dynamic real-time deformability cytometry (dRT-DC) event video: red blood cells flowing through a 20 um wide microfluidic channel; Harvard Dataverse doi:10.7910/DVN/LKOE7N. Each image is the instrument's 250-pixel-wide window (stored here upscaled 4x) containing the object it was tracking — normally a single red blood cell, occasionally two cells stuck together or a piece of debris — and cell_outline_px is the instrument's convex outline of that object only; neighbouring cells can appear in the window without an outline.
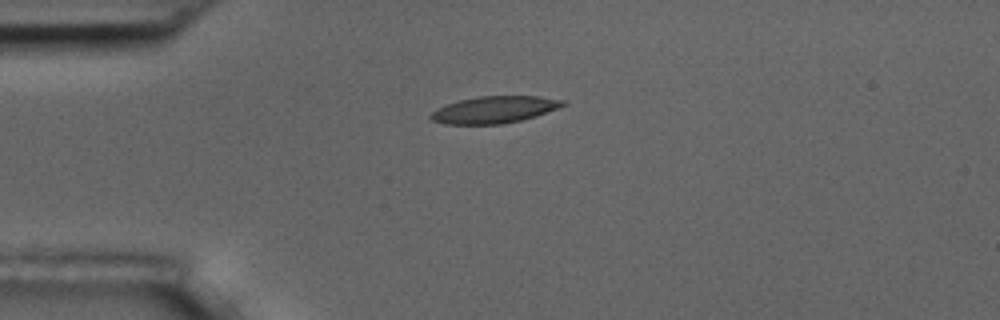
{"species": "common noctule bat (a hibernating species)", "species_latin": "Nyctalus noctula", "temperature_condition": "room temperature", "stored_images_in_passage": 2, "camera_frame_rate_fps": 3000, "um_per_image_px": 0.085, "animal": {"sex": "male", "body_mass_g": 17.5, "forearm_length_mm": 52.3}, "frame": {"image": 1, "passage_image": 1, "time_ms": 0.0, "image_size_px": [1000, 320], "cell_outline_px": [[568, 104], [536, 116], [520, 120], [500, 124], [444, 124], [432, 120], [428, 116], [436, 108], [460, 100], [480, 96], [540, 96], [564, 100]], "centroid_in_image_um": [42.02, 9.32], "position_along_channel_um": 43.0, "area_um2": 20.63}}